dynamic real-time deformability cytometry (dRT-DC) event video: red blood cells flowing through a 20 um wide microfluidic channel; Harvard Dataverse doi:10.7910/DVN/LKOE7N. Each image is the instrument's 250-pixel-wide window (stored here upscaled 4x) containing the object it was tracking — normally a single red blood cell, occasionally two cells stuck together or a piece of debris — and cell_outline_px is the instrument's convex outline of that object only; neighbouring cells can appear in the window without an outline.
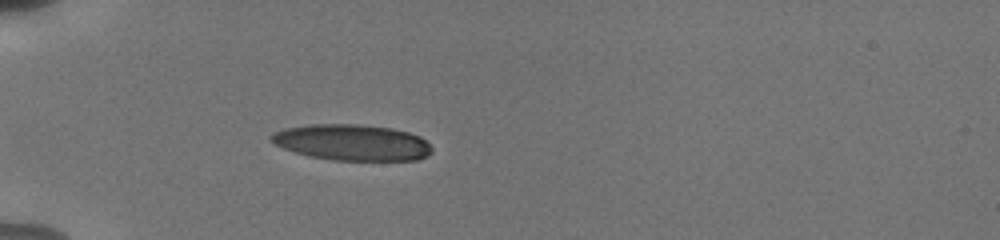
{"species": "human", "species_latin": "Homo sapiens", "temperature_condition": "cold", "stored_images_in_passage": 38, "camera_frame_rate_fps": 3000, "um_per_image_px": 0.085, "donor": {"sex": "male"}, "frame": {"image": 1, "passage_image": 1, "time_ms": 0.0, "image_size_px": [1000, 240], "cell_outline_px": [[432, 152], [428, 156], [416, 160], [332, 160], [312, 156], [296, 152], [284, 148], [268, 140], [268, 136], [272, 132], [284, 128], [312, 124], [360, 124], [392, 128], [408, 132], [420, 136], [432, 148]], "centroid_in_image_um": [29.91, 12.1], "position_along_channel_um": 55.1, "area_um2": 33.81}}
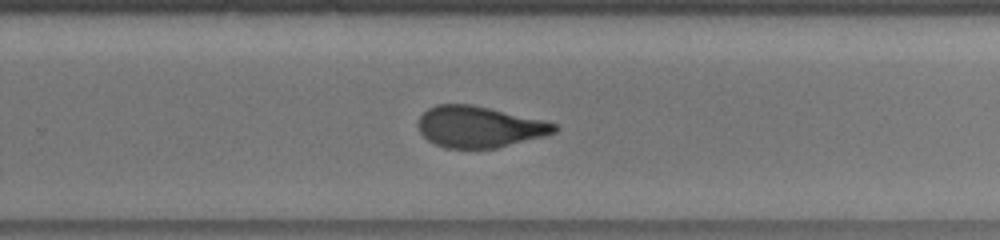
{"frame": {"image": 2, "passage_image": 21, "time_ms": 6.667, "image_size_px": [1000, 240], "cell_outline_px": [[556, 132], [544, 136], [496, 148], [444, 148], [428, 140], [420, 132], [420, 116], [428, 108], [436, 104], [472, 104], [544, 120], [556, 124]], "centroid_in_image_um": [40.74, 10.77], "position_along_channel_um": 289.1, "area_um2": 32.48}}
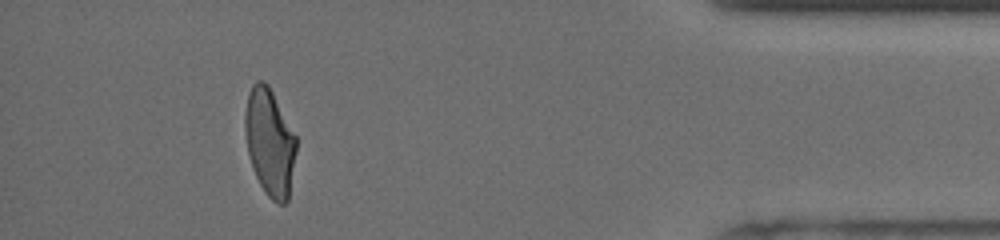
{"frame": {"image": 3, "passage_image": 34, "time_ms": 11.0, "image_size_px": [1000, 240], "cell_outline_px": [[296, 152], [288, 200], [284, 204], [280, 204], [272, 200], [268, 196], [260, 184], [252, 168], [248, 152], [244, 128], [244, 116], [248, 92], [252, 84], [256, 80], [264, 80], [268, 84], [296, 136]], "centroid_in_image_um": [22.91, 12.06], "position_along_channel_um": 412.3, "area_um2": 31.96}, "authors_computed_cell_mechanics": {"area_um2": 33.6974, "velocity_mm_per_s": 3.8132, "shape_relaxation_time_tau1_ms": 5.0844, "shape_relaxation_time_tau2_ms": 1.4933, "deformation_change_tau1": 0.1888, "deformation_change_tau2": 0.0969}}